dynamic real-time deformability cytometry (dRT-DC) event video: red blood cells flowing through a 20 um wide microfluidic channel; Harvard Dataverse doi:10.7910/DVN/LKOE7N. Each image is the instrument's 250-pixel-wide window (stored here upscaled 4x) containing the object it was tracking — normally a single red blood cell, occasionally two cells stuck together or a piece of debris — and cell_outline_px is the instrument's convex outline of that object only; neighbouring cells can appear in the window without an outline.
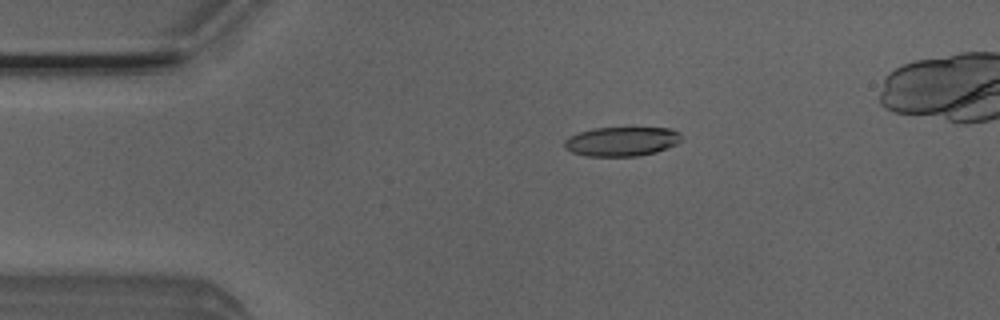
{"species": "Egyptian fruit bat (a non-hibernating species)", "species_latin": "Rousettus aegyptiacus", "temperature_condition": "room temperature", "stored_images_in_passage": 3, "camera_frame_rate_fps": 3000, "um_per_image_px": 0.085, "animal": {"sex": "male"}, "frame": {"image": 1, "passage_image": 1, "time_ms": 0.0, "image_size_px": [1000, 320], "cell_outline_px": [[680, 140], [676, 144], [656, 152], [640, 156], [588, 156], [572, 152], [564, 148], [564, 140], [568, 136], [576, 132], [596, 128], [672, 128], [680, 132]], "centroid_in_image_um": [52.81, 12.02], "position_along_channel_um": 32.2, "area_um2": 20.06}}